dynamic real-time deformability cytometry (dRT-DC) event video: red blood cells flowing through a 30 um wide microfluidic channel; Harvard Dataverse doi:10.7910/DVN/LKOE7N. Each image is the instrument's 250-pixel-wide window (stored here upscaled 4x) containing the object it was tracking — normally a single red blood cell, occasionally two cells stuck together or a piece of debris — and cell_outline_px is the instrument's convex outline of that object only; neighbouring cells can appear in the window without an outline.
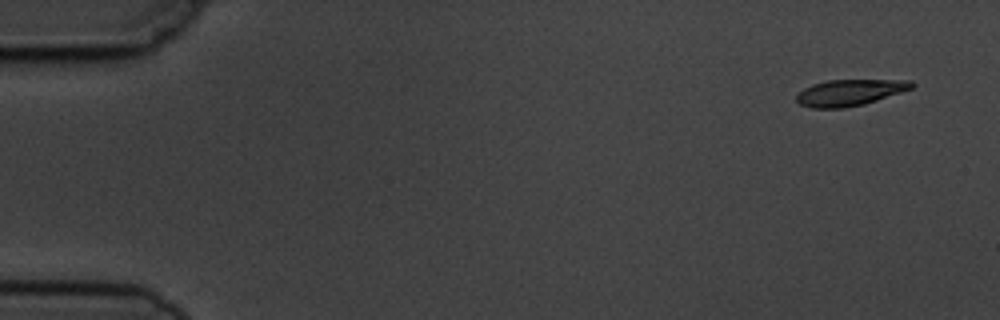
{"species": "common noctule bat (a hibernating species)", "species_latin": "Nyctalus noctula", "temperature_condition": "cold", "stored_images_in_passage": 6, "camera_frame_rate_fps": 3000, "um_per_image_px": 0.085, "animal": {"sex": "male", "body_mass_g": 19.5, "forearm_length_mm": 54.6}, "frame": {"image": 1, "passage_image": 1, "time_ms": 0.0, "image_size_px": [1000, 320], "cell_outline_px": [[916, 84], [912, 88], [864, 104], [844, 108], [812, 108], [800, 104], [796, 100], [796, 96], [804, 88], [812, 84], [828, 80], [912, 80]], "centroid_in_image_um": [72.22, 7.86], "position_along_channel_um": 12.8, "area_um2": 17.51}}
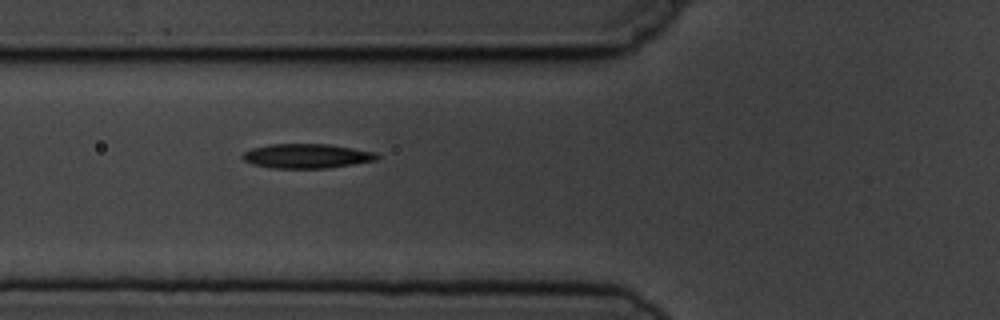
{"frame": {"image": 2, "passage_image": 6, "time_ms": 5.667, "image_size_px": [1000, 320], "cell_outline_px": [[380, 156], [376, 160], [328, 168], [272, 168], [252, 164], [244, 160], [240, 156], [244, 152], [252, 148], [272, 144], [328, 144], [376, 152]], "centroid_in_image_um": [26.06, 13.26], "position_along_channel_um": 99.7, "area_um2": 19.07}}